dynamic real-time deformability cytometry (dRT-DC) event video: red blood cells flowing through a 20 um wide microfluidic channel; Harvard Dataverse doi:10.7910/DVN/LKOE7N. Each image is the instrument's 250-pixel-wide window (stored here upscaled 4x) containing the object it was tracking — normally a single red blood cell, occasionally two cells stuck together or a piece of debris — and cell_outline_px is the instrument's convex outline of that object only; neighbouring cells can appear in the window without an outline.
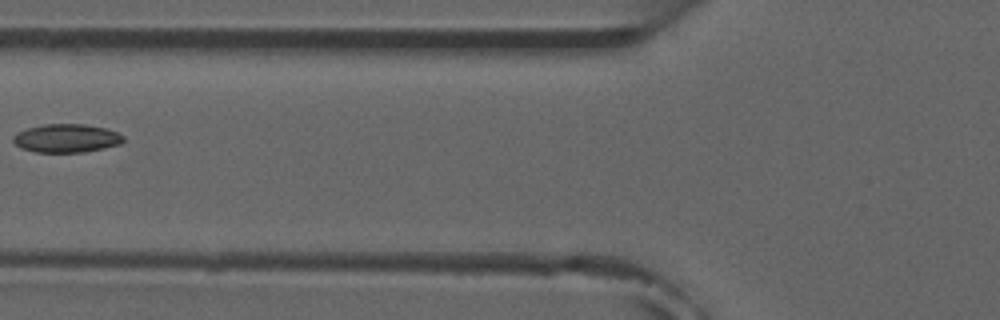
{"species": "common noctule bat (a hibernating species)", "species_latin": "Nyctalus noctula", "temperature_condition": "room temperature", "stored_images_in_passage": 6, "camera_frame_rate_fps": 3000, "um_per_image_px": 0.085, "animal": {"sex": "male", "forearm_length_mm": 52.5}, "frame": {"image": 1, "passage_image": 4, "time_ms": 3.667, "image_size_px": [1000, 320], "cell_outline_px": [[124, 140], [120, 144], [104, 148], [84, 152], [36, 152], [20, 148], [12, 140], [12, 136], [28, 128], [44, 124], [84, 124], [108, 128], [124, 136]], "centroid_in_image_um": [5.67, 11.75], "position_along_channel_um": 120.1, "area_um2": 18.26}}
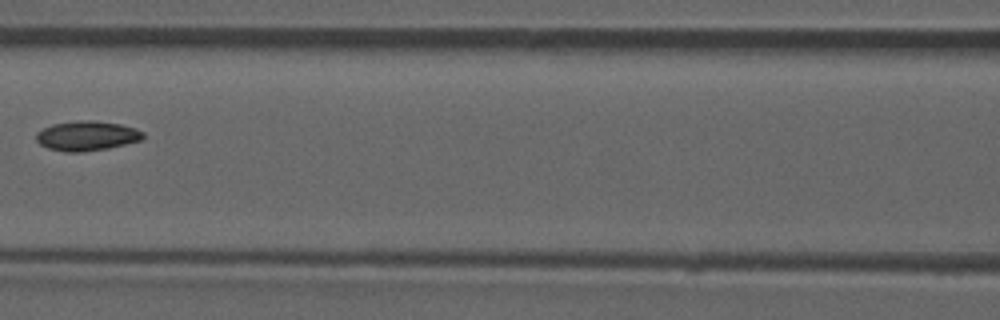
{"frame": {"image": 2, "passage_image": 5, "time_ms": 4.667, "image_size_px": [1000, 320], "cell_outline_px": [[144, 136], [140, 140], [108, 148], [80, 152], [64, 152], [48, 148], [40, 144], [36, 140], [36, 132], [52, 124], [76, 120], [92, 120], [120, 124], [136, 128], [144, 132]], "centroid_in_image_um": [7.36, 11.54], "position_along_channel_um": 159.2, "area_um2": 18.5}}